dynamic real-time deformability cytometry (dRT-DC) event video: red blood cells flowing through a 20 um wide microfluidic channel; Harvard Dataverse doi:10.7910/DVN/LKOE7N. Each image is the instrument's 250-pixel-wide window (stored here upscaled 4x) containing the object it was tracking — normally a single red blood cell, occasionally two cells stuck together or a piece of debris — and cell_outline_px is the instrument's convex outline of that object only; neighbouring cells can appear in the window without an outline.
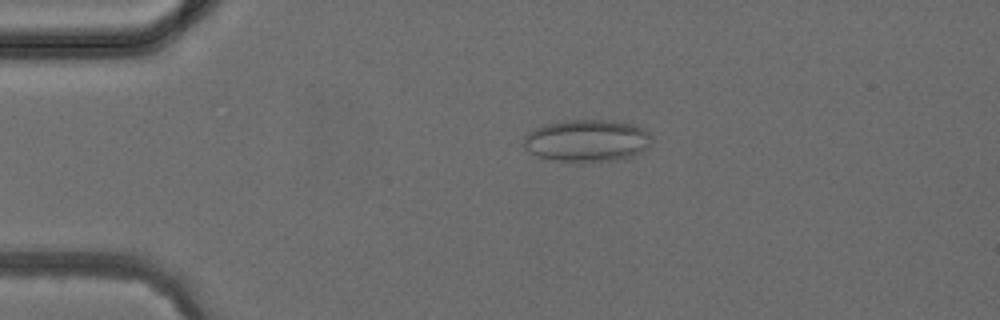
{"species": "common noctule bat (a hibernating species)", "species_latin": "Nyctalus noctula", "temperature_condition": "cold", "stored_images_in_passage": 3, "camera_frame_rate_fps": 3000, "um_per_image_px": 0.085, "animal": {"sex": "female", "body_mass_g": 24.6, "forearm_length_mm": 56.2}, "frame": {"image": 1, "passage_image": 2, "time_ms": 1.333, "image_size_px": [1000, 320], "cell_outline_px": [[652, 140], [644, 152], [628, 160], [580, 164], [552, 160], [540, 156], [524, 148], [524, 136], [528, 132], [544, 124], [564, 120], [620, 120], [636, 124], [644, 128], [652, 136]], "centroid_in_image_um": [49.99, 11.98], "position_along_channel_um": 35.0, "area_um2": 32.83}}